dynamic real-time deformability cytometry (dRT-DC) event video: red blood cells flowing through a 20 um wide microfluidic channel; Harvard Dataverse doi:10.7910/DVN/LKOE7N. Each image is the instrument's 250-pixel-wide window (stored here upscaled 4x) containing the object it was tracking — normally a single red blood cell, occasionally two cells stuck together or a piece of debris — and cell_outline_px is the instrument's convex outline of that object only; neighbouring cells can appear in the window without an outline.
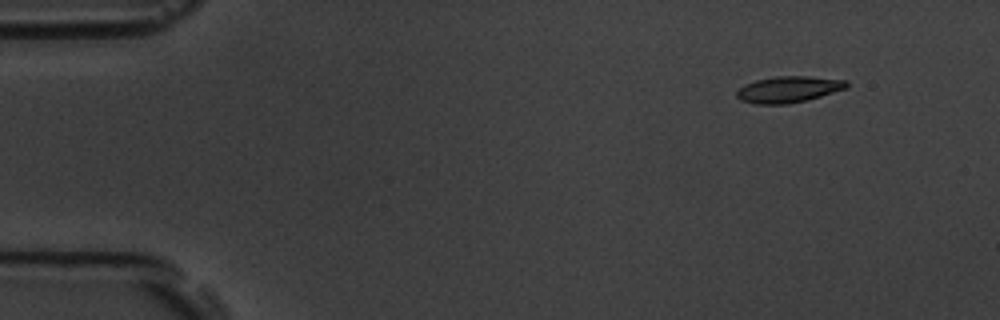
{"species": "common noctule bat (a hibernating species)", "species_latin": "Nyctalus noctula", "temperature_condition": "room temperature", "stored_images_in_passage": 5, "camera_frame_rate_fps": 3000, "um_per_image_px": 0.085, "animal": {"sex": "male", "body_mass_g": 19.5, "forearm_length_mm": 54.6}, "frame": {"image": 1, "passage_image": 5, "time_ms": 5.333, "image_size_px": [1000, 320], "cell_outline_px": [[848, 88], [820, 96], [788, 104], [756, 104], [740, 100], [736, 96], [736, 92], [744, 84], [756, 80], [776, 76], [808, 76], [848, 80]], "centroid_in_image_um": [67.02, 7.59], "position_along_channel_um": 18.0, "area_um2": 16.82}}